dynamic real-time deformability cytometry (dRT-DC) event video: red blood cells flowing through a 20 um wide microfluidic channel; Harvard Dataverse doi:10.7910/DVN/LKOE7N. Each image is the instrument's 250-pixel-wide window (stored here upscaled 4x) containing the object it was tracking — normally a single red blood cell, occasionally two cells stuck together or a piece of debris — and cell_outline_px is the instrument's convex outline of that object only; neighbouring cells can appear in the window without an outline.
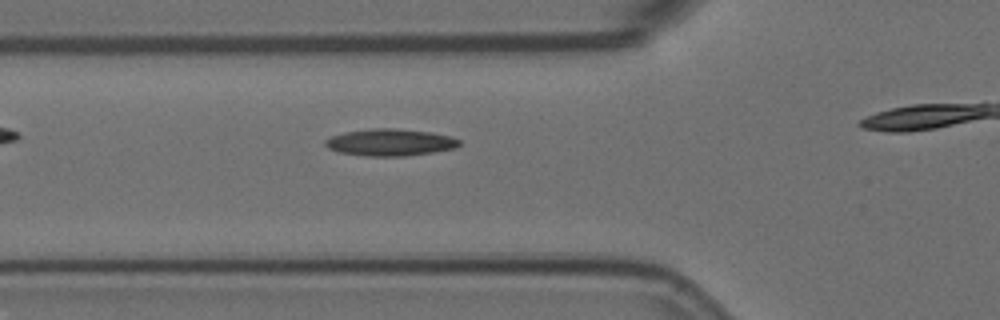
{"species": "Egyptian fruit bat (a non-hibernating species)", "species_latin": "Rousettus aegyptiacus", "temperature_condition": "room temperature", "stored_images_in_passage": 4, "camera_frame_rate_fps": 3000, "um_per_image_px": 0.085, "animal": {"sex": "female"}, "frame": {"image": 1, "passage_image": 3, "time_ms": 0.667, "image_size_px": [1000, 320], "cell_outline_px": [[460, 144], [456, 148], [432, 152], [404, 156], [368, 156], [336, 152], [328, 148], [324, 144], [324, 140], [332, 136], [344, 132], [372, 128], [396, 128], [428, 132], [448, 136], [460, 140]], "centroid_in_image_um": [33.11, 12.1], "position_along_channel_um": 92.7, "area_um2": 20.98}}